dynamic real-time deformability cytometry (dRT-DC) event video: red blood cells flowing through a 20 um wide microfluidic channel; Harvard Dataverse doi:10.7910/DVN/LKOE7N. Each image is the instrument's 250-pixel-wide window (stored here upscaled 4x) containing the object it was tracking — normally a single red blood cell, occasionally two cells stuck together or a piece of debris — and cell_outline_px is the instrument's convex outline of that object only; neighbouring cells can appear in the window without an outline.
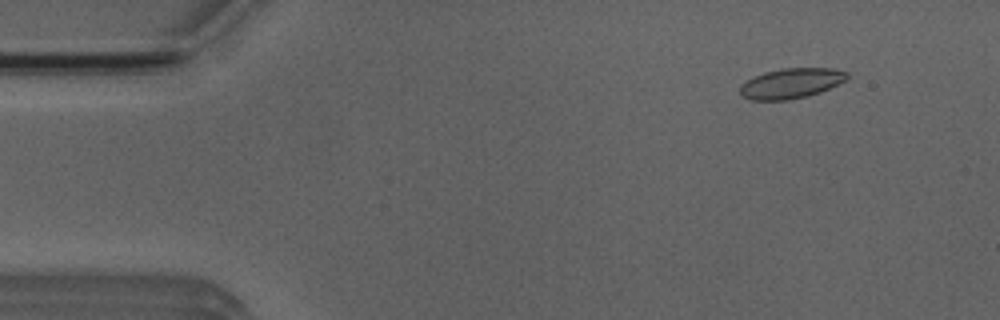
{"species": "Egyptian fruit bat (a non-hibernating species)", "species_latin": "Rousettus aegyptiacus", "temperature_condition": "room temperature", "stored_images_in_passage": 6, "camera_frame_rate_fps": 3000, "um_per_image_px": 0.085, "animal": {"sex": "male"}, "frame": {"image": 1, "passage_image": 2, "time_ms": 1.0, "image_size_px": [1000, 320], "cell_outline_px": [[848, 76], [844, 80], [820, 92], [808, 96], [788, 100], [752, 100], [740, 96], [740, 84], [764, 72], [784, 68], [832, 68], [848, 72]], "centroid_in_image_um": [67.21, 7.09], "position_along_channel_um": 17.8, "area_um2": 18.67}}
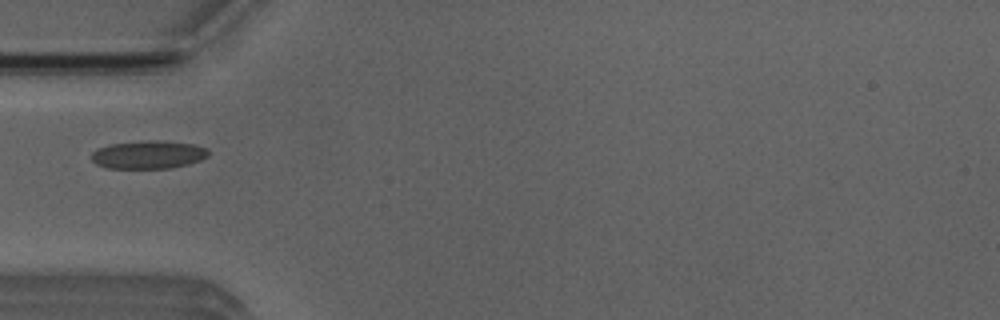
{"frame": {"image": 2, "passage_image": 5, "time_ms": 4.667, "image_size_px": [1000, 320], "cell_outline_px": [[208, 156], [200, 160], [188, 164], [172, 168], [108, 168], [96, 164], [92, 160], [92, 152], [96, 148], [108, 144], [148, 140], [160, 140], [196, 144], [208, 148]], "centroid_in_image_um": [12.62, 13.13], "position_along_channel_um": 72.4, "area_um2": 19.36}}